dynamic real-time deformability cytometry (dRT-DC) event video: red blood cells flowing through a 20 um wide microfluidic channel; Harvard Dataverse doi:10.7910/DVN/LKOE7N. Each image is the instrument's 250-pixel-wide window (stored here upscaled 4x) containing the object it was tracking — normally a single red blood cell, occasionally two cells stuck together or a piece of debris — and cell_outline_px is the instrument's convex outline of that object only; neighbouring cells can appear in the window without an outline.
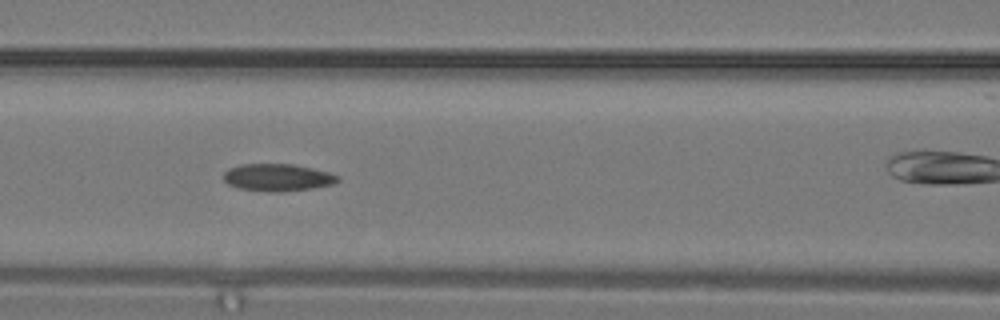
{"species": "common noctule bat (a hibernating species)", "species_latin": "Nyctalus noctula", "temperature_condition": "warm", "stored_images_in_passage": 18, "camera_frame_rate_fps": 3000, "um_per_image_px": 0.085, "animal": {"sex": "male", "body_mass_g": 19.2, "forearm_length_mm": 51.8}, "frame": {"image": 1, "passage_image": 11, "time_ms": 3.333, "image_size_px": [1000, 320], "cell_outline_px": [[340, 180], [332, 184], [312, 188], [280, 192], [268, 192], [236, 188], [228, 184], [224, 180], [224, 172], [228, 168], [240, 164], [296, 164], [328, 172], [340, 176]], "centroid_in_image_um": [23.57, 15.08], "position_along_channel_um": 143.0, "area_um2": 18.32}}
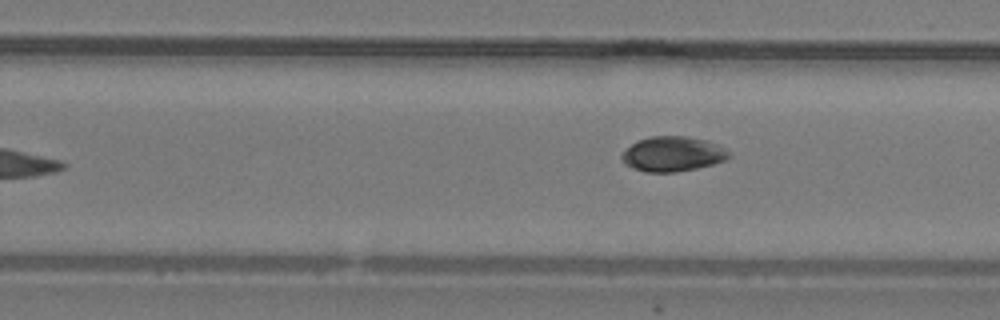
{"frame": {"image": 2, "passage_image": 18, "time_ms": 5.667, "image_size_px": [1000, 320], "cell_outline_px": [[732, 156], [728, 160], [696, 168], [676, 172], [644, 172], [632, 168], [624, 164], [620, 156], [632, 144], [648, 136], [688, 136], [708, 140], [720, 144]], "centroid_in_image_um": [57.21, 13.08], "position_along_channel_um": 272.6, "area_um2": 22.02}}